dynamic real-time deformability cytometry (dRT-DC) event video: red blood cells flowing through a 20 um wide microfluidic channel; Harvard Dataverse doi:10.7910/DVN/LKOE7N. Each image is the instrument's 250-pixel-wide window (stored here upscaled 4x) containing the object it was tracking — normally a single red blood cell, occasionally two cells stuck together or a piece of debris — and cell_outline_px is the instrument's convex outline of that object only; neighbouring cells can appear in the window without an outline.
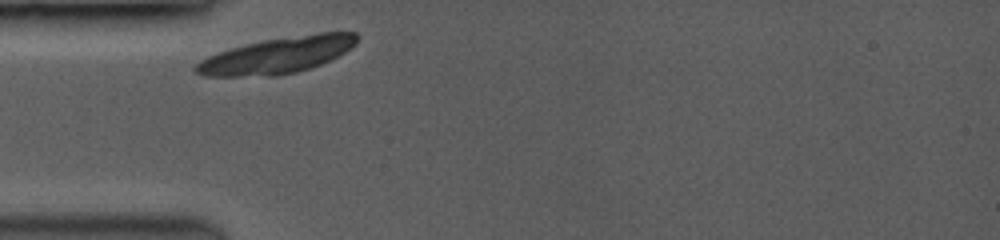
{"species": "common noctule bat (a hibernating species)", "species_latin": "Nyctalus noctula", "temperature_condition": "room temperature", "stored_images_in_passage": 40, "camera_frame_rate_fps": 3500, "um_per_image_px": 0.085, "animal": {"sex": "female", "body_mass_g": 19.0, "forearm_length_mm": 53.3}, "frame": {"image": 1, "passage_image": 1, "time_ms": 0.0, "image_size_px": [1000, 240], "cell_outline_px": [[360, 36], [356, 44], [344, 52], [320, 64], [296, 72], [276, 76], [208, 76], [196, 72], [192, 68], [200, 60], [208, 56], [232, 48], [264, 40], [320, 32], [356, 32]], "centroid_in_image_um": [23.59, 4.7], "position_along_channel_um": 61.4, "area_um2": 33.52}}
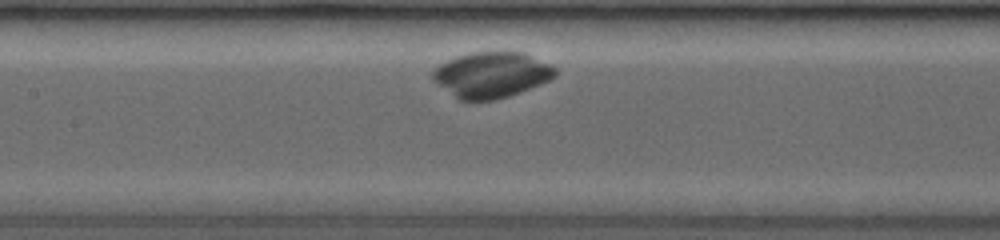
{"frame": {"image": 2, "passage_image": 14, "time_ms": 2.857, "image_size_px": [1000, 240], "cell_outline_px": [[556, 76], [540, 84], [508, 96], [492, 100], [460, 100], [432, 80], [432, 72], [440, 64], [456, 56], [468, 52], [524, 52], [552, 64], [556, 68]], "centroid_in_image_um": [41.79, 6.34], "position_along_channel_um": 165.6, "area_um2": 32.48}}
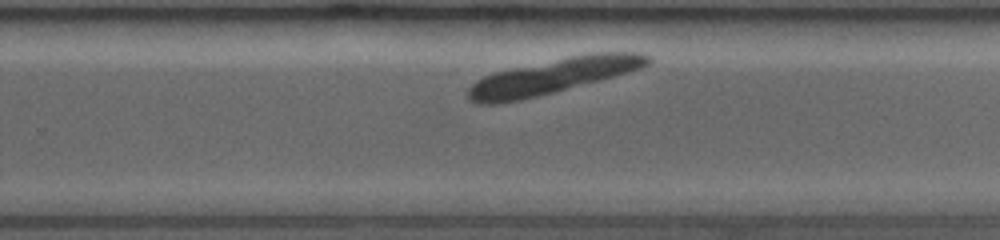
{"frame": {"image": 3, "passage_image": 27, "time_ms": 6.0, "image_size_px": [1000, 240], "cell_outline_px": [[652, 60], [648, 64], [640, 68], [612, 76], [552, 92], [516, 100], [492, 104], [480, 104], [472, 100], [468, 96], [468, 88], [476, 80], [484, 76], [496, 72], [572, 56], [592, 52], [644, 52], [652, 56]], "centroid_in_image_um": [47.05, 6.44], "position_along_channel_um": 282.8, "area_um2": 35.6}}